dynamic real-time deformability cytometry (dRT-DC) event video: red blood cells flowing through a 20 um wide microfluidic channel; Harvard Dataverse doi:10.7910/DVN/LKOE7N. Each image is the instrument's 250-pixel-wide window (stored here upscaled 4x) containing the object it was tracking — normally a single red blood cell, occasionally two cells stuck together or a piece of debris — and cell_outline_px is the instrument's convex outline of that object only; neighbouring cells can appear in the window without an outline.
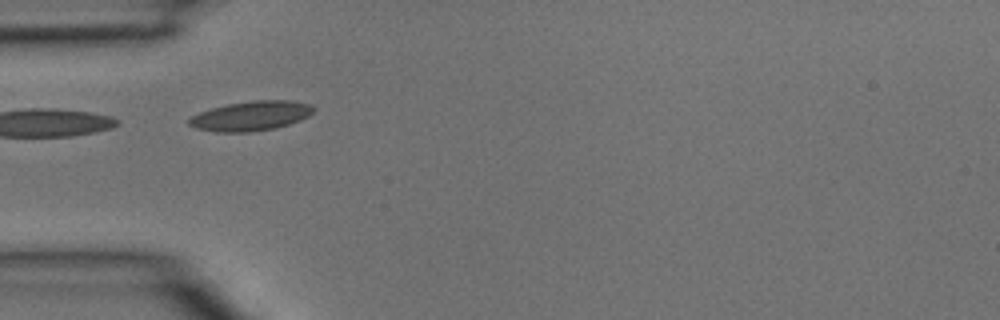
{"species": "common noctule bat (a hibernating species)", "species_latin": "Nyctalus noctula", "temperature_condition": "room temperature", "stored_images_in_passage": 1, "camera_frame_rate_fps": 3000, "um_per_image_px": 0.085, "animal": {"sex": "male", "body_mass_g": 15.6}, "frame": {"image": 1, "passage_image": 1, "time_ms": 0.0, "image_size_px": [1000, 320], "cell_outline_px": [[316, 108], [308, 116], [300, 120], [276, 128], [248, 132], [216, 132], [196, 128], [188, 124], [188, 120], [192, 116], [200, 112], [212, 108], [228, 104], [252, 100], [292, 100], [312, 104]], "centroid_in_image_um": [21.36, 9.84], "position_along_channel_um": 63.6, "area_um2": 21.5}}